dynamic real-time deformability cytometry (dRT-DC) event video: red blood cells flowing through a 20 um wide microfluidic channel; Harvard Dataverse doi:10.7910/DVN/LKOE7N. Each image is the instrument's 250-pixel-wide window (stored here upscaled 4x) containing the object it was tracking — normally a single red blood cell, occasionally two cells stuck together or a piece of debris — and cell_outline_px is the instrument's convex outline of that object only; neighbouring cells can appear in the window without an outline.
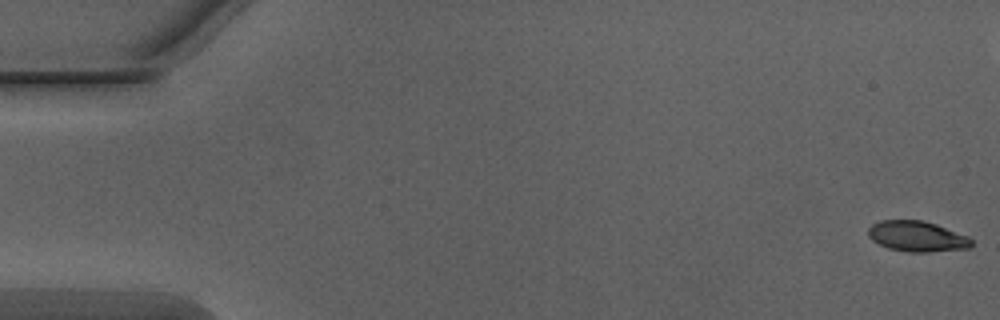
{"species": "Egyptian fruit bat (a non-hibernating species)", "species_latin": "Rousettus aegyptiacus", "temperature_condition": "warm", "stored_images_in_passage": 52, "camera_frame_rate_fps": 3000, "um_per_image_px": 0.085, "animal": {"sex": "male"}, "frame": {"image": 1, "passage_image": 1, "time_ms": 0.0, "image_size_px": [1000, 320], "cell_outline_px": [[972, 248], [928, 252], [908, 252], [888, 248], [872, 240], [868, 236], [868, 228], [872, 224], [880, 220], [920, 220], [936, 224], [968, 236], [972, 240]], "centroid_in_image_um": [77.95, 20.09], "position_along_channel_um": 7.0, "area_um2": 18.44}}
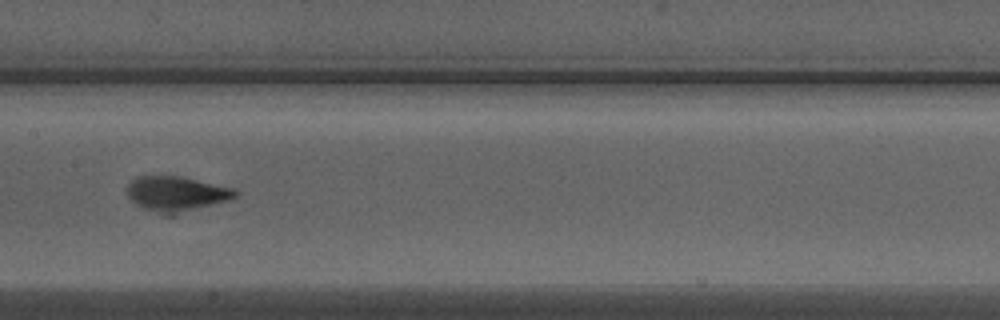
{"frame": {"image": 2, "passage_image": 26, "time_ms": 8.333, "image_size_px": [1000, 320], "cell_outline_px": [[240, 192], [236, 196], [228, 200], [168, 216], [144, 208], [136, 204], [128, 196], [124, 188], [136, 176], [184, 176], [236, 188]], "centroid_in_image_um": [15.0, 16.45], "position_along_channel_um": 192.4, "area_um2": 22.31}}
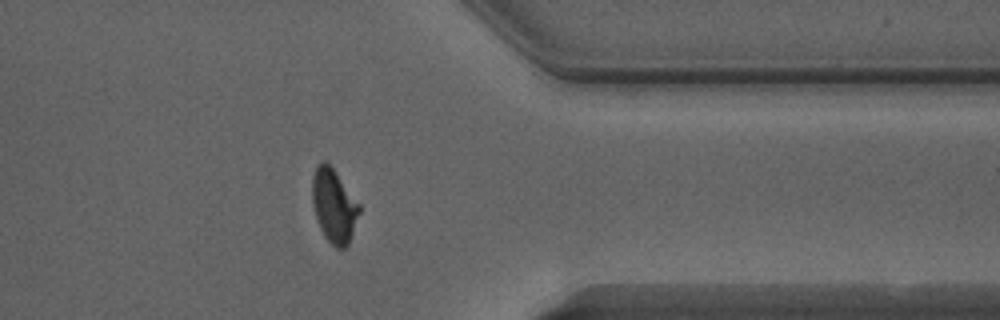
{"frame": {"image": 3, "passage_image": 41, "time_ms": 13.333, "image_size_px": [1000, 320], "cell_outline_px": [[360, 212], [348, 244], [344, 248], [336, 248], [324, 236], [320, 228], [312, 204], [312, 176], [316, 164], [324, 160], [328, 160], [360, 204]], "centroid_in_image_um": [28.37, 17.42], "position_along_channel_um": 383.0, "area_um2": 20.4}, "authors_computed_cell_mechanics": {"area_um2": 20.0855, "velocity_mm_per_s": 4.0556, "shape_relaxation_time_tau1_ms": 2.231, "shape_relaxation_time_tau2_ms": 0.7529, "deformation_change_tau1": 0.1497, "deformation_change_tau2": 0.058}}